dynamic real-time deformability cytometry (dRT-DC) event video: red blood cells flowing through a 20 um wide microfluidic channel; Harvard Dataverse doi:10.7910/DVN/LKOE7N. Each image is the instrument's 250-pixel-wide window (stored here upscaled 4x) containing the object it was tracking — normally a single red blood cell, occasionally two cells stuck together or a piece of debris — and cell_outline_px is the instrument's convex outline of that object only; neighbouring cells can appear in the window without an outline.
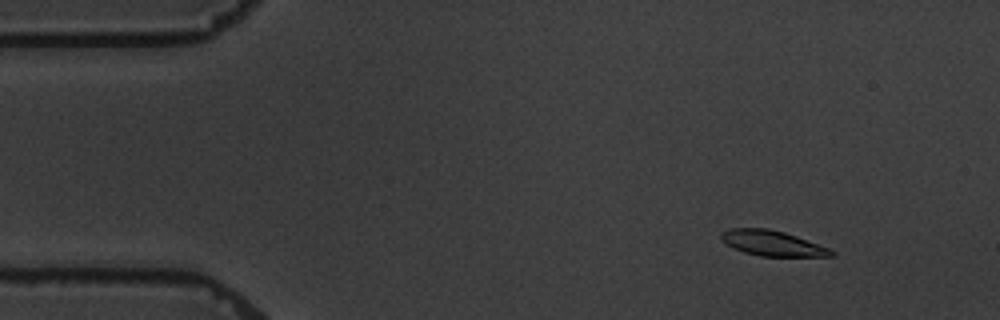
{"species": "common noctule bat (a hibernating species)", "species_latin": "Nyctalus noctula", "temperature_condition": "warm", "stored_images_in_passage": 4, "camera_frame_rate_fps": 3000, "um_per_image_px": 0.085, "animal": {"sex": "male", "body_mass_g": 19.5, "forearm_length_mm": 54.6}, "frame": {"image": 1, "passage_image": 2, "time_ms": 1.0, "image_size_px": [1000, 320], "cell_outline_px": [[836, 256], [760, 256], [744, 252], [732, 248], [720, 240], [720, 236], [724, 232], [732, 228], [768, 228], [784, 232], [796, 236], [828, 248], [836, 252]], "centroid_in_image_um": [65.63, 20.68], "position_along_channel_um": 19.4, "area_um2": 16.13}}
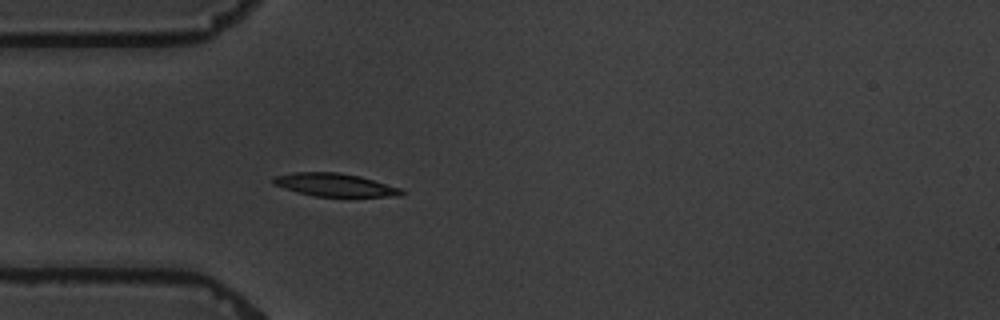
{"frame": {"image": 2, "passage_image": 4, "time_ms": 4.333, "image_size_px": [1000, 320], "cell_outline_px": [[404, 192], [400, 196], [316, 196], [296, 192], [272, 184], [272, 176], [292, 172], [340, 172], [360, 176], [400, 188]], "centroid_in_image_um": [28.39, 15.7], "position_along_channel_um": 56.6, "area_um2": 17.17}}